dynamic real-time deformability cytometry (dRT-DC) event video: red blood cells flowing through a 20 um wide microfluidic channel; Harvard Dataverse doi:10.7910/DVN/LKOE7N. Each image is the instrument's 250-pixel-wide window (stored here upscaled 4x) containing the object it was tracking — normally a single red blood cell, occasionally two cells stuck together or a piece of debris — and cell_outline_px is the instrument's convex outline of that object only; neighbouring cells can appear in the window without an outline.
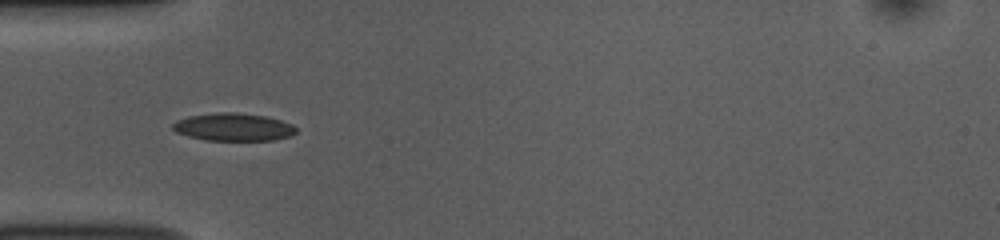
{"species": "common noctule bat (a hibernating species)", "species_latin": "Nyctalus noctula", "temperature_condition": "room temperature", "stored_images_in_passage": 37, "camera_frame_rate_fps": 3000, "um_per_image_px": 0.085, "animal": {"sex": "female", "body_mass_g": 10.0, "forearm_length_mm": 53.1}, "frame": {"image": 1, "passage_image": 1, "time_ms": 0.0, "image_size_px": [1000, 240], "cell_outline_px": [[296, 132], [288, 136], [272, 140], [204, 140], [188, 136], [176, 132], [172, 128], [172, 124], [176, 120], [188, 116], [220, 112], [236, 112], [264, 116], [280, 120], [292, 124], [296, 128]], "centroid_in_image_um": [19.8, 10.79], "position_along_channel_um": 65.2, "area_um2": 19.83}}
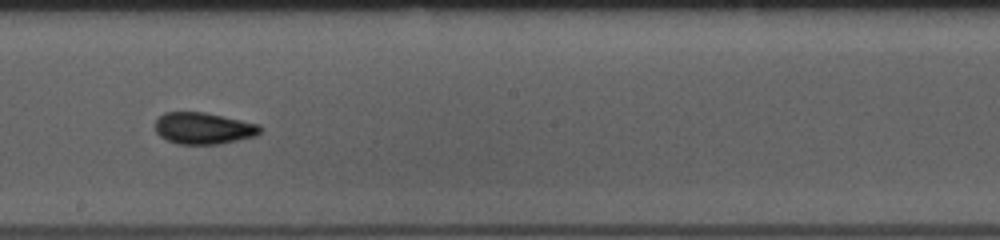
{"frame": {"image": 2, "passage_image": 14, "time_ms": 4.333, "image_size_px": [1000, 240], "cell_outline_px": [[260, 132], [256, 136], [220, 144], [176, 144], [160, 136], [156, 132], [156, 120], [164, 112], [204, 112], [260, 124]], "centroid_in_image_um": [17.3, 10.91], "position_along_channel_um": 230.9, "area_um2": 19.31}}
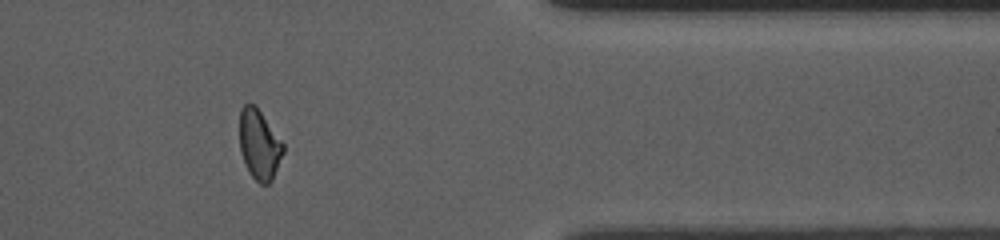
{"frame": {"image": 3, "passage_image": 28, "time_ms": 9.0, "image_size_px": [1000, 240], "cell_outline_px": [[284, 152], [272, 180], [268, 184], [260, 184], [248, 172], [240, 152], [240, 108], [244, 104], [256, 104], [284, 144]], "centroid_in_image_um": [22.04, 12.28], "position_along_channel_um": 389.4, "area_um2": 17.92}, "authors_computed_cell_mechanics": {"area_um2": 18.6694, "velocity_mm_per_s": 3.8267, "shape_relaxation_time_tau1_ms": 7.7777, "shape_relaxation_time_tau2_ms": 3.089, "deformation_change_tau1": 0.1471, "deformation_change_tau2": 0.0808}}